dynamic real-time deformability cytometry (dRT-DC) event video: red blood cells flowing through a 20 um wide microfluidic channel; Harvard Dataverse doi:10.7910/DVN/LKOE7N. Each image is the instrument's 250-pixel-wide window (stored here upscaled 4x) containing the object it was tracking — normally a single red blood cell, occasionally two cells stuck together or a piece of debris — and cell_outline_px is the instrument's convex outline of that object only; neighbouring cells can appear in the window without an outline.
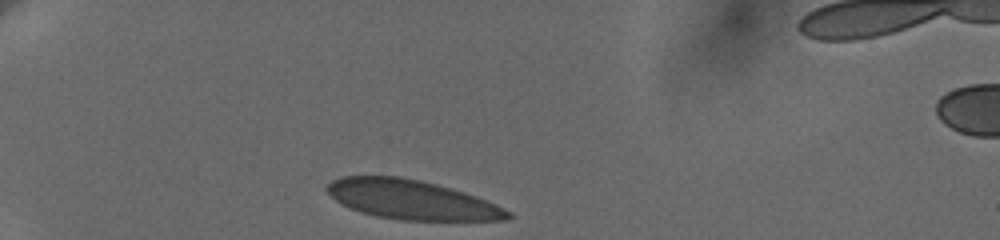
{"species": "human", "species_latin": "Homo sapiens", "temperature_condition": "cold", "stored_images_in_passage": 34, "camera_frame_rate_fps": 3000, "um_per_image_px": 0.085, "donor": {"sex": "female"}, "frame": {"image": 1, "passage_image": 1, "time_ms": 0.0, "image_size_px": [1000, 240], "cell_outline_px": [[512, 216], [504, 220], [400, 220], [376, 216], [360, 212], [336, 200], [324, 188], [332, 180], [340, 176], [400, 176], [420, 180], [436, 184], [464, 192], [476, 196], [496, 204], [512, 212]], "centroid_in_image_um": [34.98, 16.97], "position_along_channel_um": 50.0, "area_um2": 41.21}}
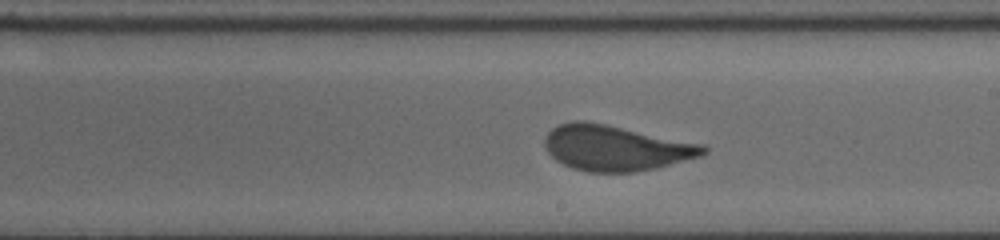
{"frame": {"image": 2, "passage_image": 20, "time_ms": 6.333, "image_size_px": [1000, 240], "cell_outline_px": [[708, 152], [700, 156], [656, 168], [632, 172], [588, 172], [572, 168], [556, 160], [544, 148], [544, 136], [552, 128], [560, 124], [576, 120], [580, 120], [604, 124], [704, 144], [708, 148]], "centroid_in_image_um": [52.32, 12.58], "position_along_channel_um": 236.7, "area_um2": 41.85}}
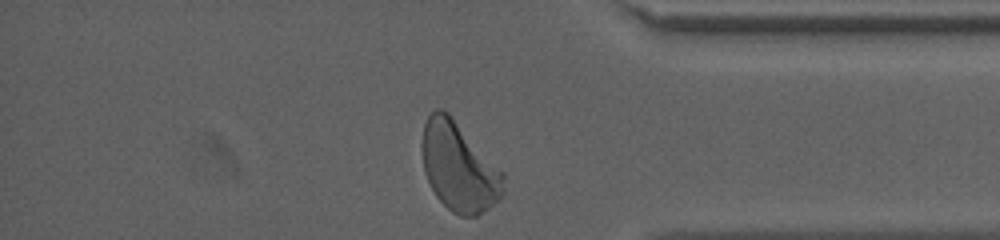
{"frame": {"image": 3, "passage_image": 34, "time_ms": 11.0, "image_size_px": [1000, 240], "cell_outline_px": [[504, 192], [488, 208], [476, 216], [460, 216], [452, 212], [436, 196], [424, 172], [420, 144], [424, 124], [428, 116], [436, 108], [440, 108], [448, 112], [504, 172]], "centroid_in_image_um": [38.99, 14.16], "position_along_channel_um": 396.2, "area_um2": 42.19}, "authors_computed_cell_mechanics": {"area_um2": 41.9917, "velocity_mm_per_s": 3.611, "shape_relaxation_time_tau1_ms": 5.1861, "shape_relaxation_time_tau2_ms": null, "deformation_change_tau1": 0.154, "deformation_change_tau2": null}}